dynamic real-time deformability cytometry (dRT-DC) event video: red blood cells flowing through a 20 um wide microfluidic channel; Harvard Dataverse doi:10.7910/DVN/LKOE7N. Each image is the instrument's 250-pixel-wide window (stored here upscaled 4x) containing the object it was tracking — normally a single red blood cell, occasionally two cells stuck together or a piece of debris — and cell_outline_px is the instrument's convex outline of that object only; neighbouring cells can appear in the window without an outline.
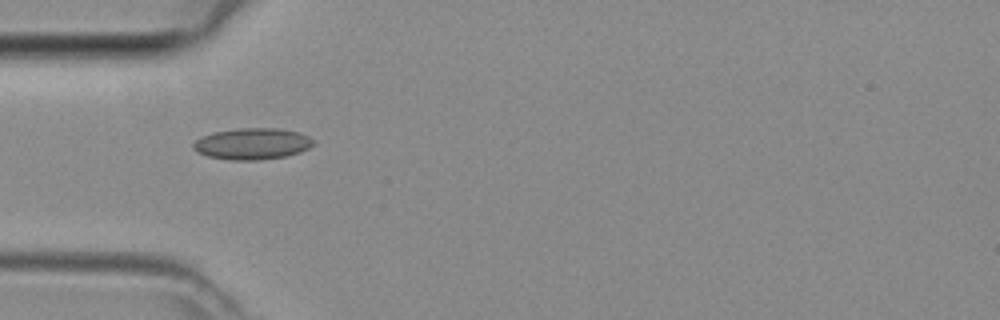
{"species": "common noctule bat (a hibernating species)", "species_latin": "Nyctalus noctula", "temperature_condition": "room temperature", "stored_images_in_passage": 33, "camera_frame_rate_fps": 3000, "um_per_image_px": 0.085, "animal": {"sex": "female", "body_mass_g": 29.2, "forearm_length_mm": 56.3}, "frame": {"image": 1, "passage_image": 1, "time_ms": 0.0, "image_size_px": [1000, 320], "cell_outline_px": [[316, 144], [300, 152], [284, 156], [260, 160], [228, 160], [208, 156], [196, 152], [192, 144], [196, 140], [204, 136], [216, 132], [240, 128], [276, 128], [300, 132], [316, 140]], "centroid_in_image_um": [21.49, 12.22], "position_along_channel_um": 63.5, "area_um2": 21.96}}
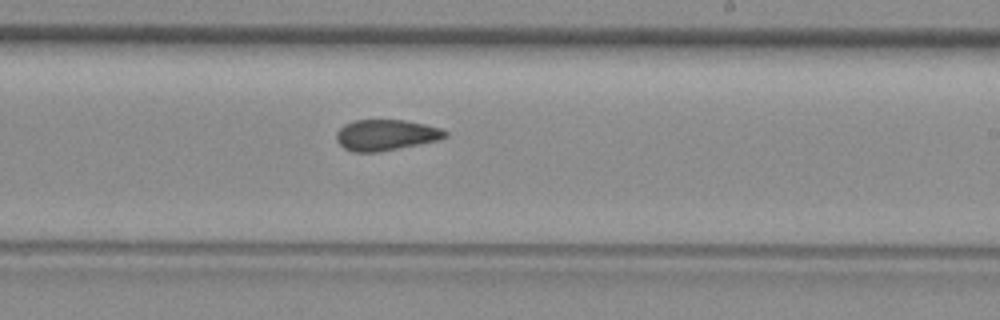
{"frame": {"image": 2, "passage_image": 14, "time_ms": 4.333, "image_size_px": [1000, 320], "cell_outline_px": [[448, 136], [436, 140], [420, 144], [380, 152], [352, 152], [344, 148], [336, 140], [336, 132], [344, 124], [352, 120], [404, 120], [424, 124], [440, 128], [448, 132]], "centroid_in_image_um": [32.77, 11.48], "position_along_channel_um": 256.2, "area_um2": 19.65}}
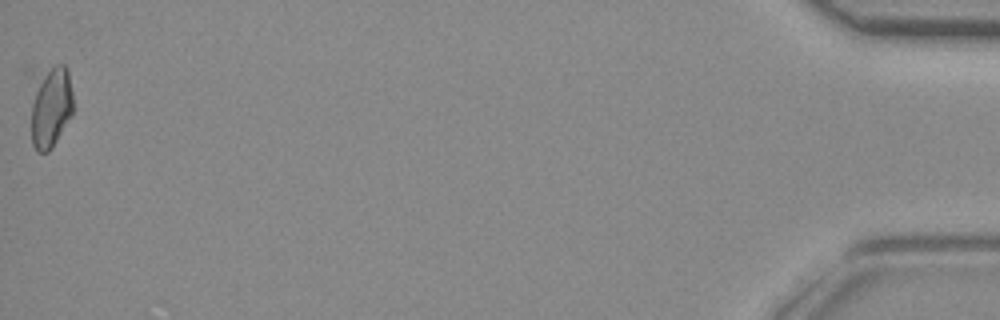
{"frame": {"image": 3, "passage_image": 33, "time_ms": 10.667, "image_size_px": [1000, 320], "cell_outline_px": [[72, 112], [52, 148], [48, 152], [36, 152], [32, 144], [20, 68], [56, 64], [64, 64], [68, 72], [72, 92]], "centroid_in_image_um": [3.98, 8.76], "position_along_channel_um": 431.2, "area_um2": 24.57}}